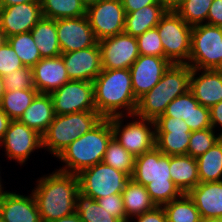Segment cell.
<instances>
[{
    "instance_id": "1",
    "label": "cell",
    "mask_w": 222,
    "mask_h": 222,
    "mask_svg": "<svg viewBox=\"0 0 222 222\" xmlns=\"http://www.w3.org/2000/svg\"><path fill=\"white\" fill-rule=\"evenodd\" d=\"M33 194L42 222H49L75 213L79 179L76 174L55 170L41 177Z\"/></svg>"
},
{
    "instance_id": "2",
    "label": "cell",
    "mask_w": 222,
    "mask_h": 222,
    "mask_svg": "<svg viewBox=\"0 0 222 222\" xmlns=\"http://www.w3.org/2000/svg\"><path fill=\"white\" fill-rule=\"evenodd\" d=\"M93 93L96 111L103 118L132 116L136 112L138 99L129 69H102L93 81Z\"/></svg>"
},
{
    "instance_id": "3",
    "label": "cell",
    "mask_w": 222,
    "mask_h": 222,
    "mask_svg": "<svg viewBox=\"0 0 222 222\" xmlns=\"http://www.w3.org/2000/svg\"><path fill=\"white\" fill-rule=\"evenodd\" d=\"M131 178L146 187L156 206H163L183 194L171 179L169 155H164L156 146L135 157Z\"/></svg>"
},
{
    "instance_id": "4",
    "label": "cell",
    "mask_w": 222,
    "mask_h": 222,
    "mask_svg": "<svg viewBox=\"0 0 222 222\" xmlns=\"http://www.w3.org/2000/svg\"><path fill=\"white\" fill-rule=\"evenodd\" d=\"M191 67L188 64H171L160 81L138 99L134 115L155 121L165 113L167 105L190 88Z\"/></svg>"
},
{
    "instance_id": "5",
    "label": "cell",
    "mask_w": 222,
    "mask_h": 222,
    "mask_svg": "<svg viewBox=\"0 0 222 222\" xmlns=\"http://www.w3.org/2000/svg\"><path fill=\"white\" fill-rule=\"evenodd\" d=\"M112 137L110 119L103 118L89 132L75 139L60 153L58 158L66 165L57 170L77 175L82 170L102 162Z\"/></svg>"
},
{
    "instance_id": "6",
    "label": "cell",
    "mask_w": 222,
    "mask_h": 222,
    "mask_svg": "<svg viewBox=\"0 0 222 222\" xmlns=\"http://www.w3.org/2000/svg\"><path fill=\"white\" fill-rule=\"evenodd\" d=\"M102 119L96 110L55 114L53 121L42 135V146L57 158L69 144L89 132Z\"/></svg>"
},
{
    "instance_id": "7",
    "label": "cell",
    "mask_w": 222,
    "mask_h": 222,
    "mask_svg": "<svg viewBox=\"0 0 222 222\" xmlns=\"http://www.w3.org/2000/svg\"><path fill=\"white\" fill-rule=\"evenodd\" d=\"M156 28L164 49V58L171 64H188L192 26L188 25L175 11H167Z\"/></svg>"
},
{
    "instance_id": "8",
    "label": "cell",
    "mask_w": 222,
    "mask_h": 222,
    "mask_svg": "<svg viewBox=\"0 0 222 222\" xmlns=\"http://www.w3.org/2000/svg\"><path fill=\"white\" fill-rule=\"evenodd\" d=\"M222 60V27L207 23L192 27L188 65L199 70H215Z\"/></svg>"
},
{
    "instance_id": "9",
    "label": "cell",
    "mask_w": 222,
    "mask_h": 222,
    "mask_svg": "<svg viewBox=\"0 0 222 222\" xmlns=\"http://www.w3.org/2000/svg\"><path fill=\"white\" fill-rule=\"evenodd\" d=\"M79 190L94 200L112 194H122L130 177L109 165L100 162L77 174Z\"/></svg>"
},
{
    "instance_id": "10",
    "label": "cell",
    "mask_w": 222,
    "mask_h": 222,
    "mask_svg": "<svg viewBox=\"0 0 222 222\" xmlns=\"http://www.w3.org/2000/svg\"><path fill=\"white\" fill-rule=\"evenodd\" d=\"M124 117L120 115L109 118L113 137L134 157L152 150L155 147V122L137 117V120L122 127Z\"/></svg>"
},
{
    "instance_id": "11",
    "label": "cell",
    "mask_w": 222,
    "mask_h": 222,
    "mask_svg": "<svg viewBox=\"0 0 222 222\" xmlns=\"http://www.w3.org/2000/svg\"><path fill=\"white\" fill-rule=\"evenodd\" d=\"M86 16L98 41L124 32L126 13L121 0H101L90 5Z\"/></svg>"
},
{
    "instance_id": "12",
    "label": "cell",
    "mask_w": 222,
    "mask_h": 222,
    "mask_svg": "<svg viewBox=\"0 0 222 222\" xmlns=\"http://www.w3.org/2000/svg\"><path fill=\"white\" fill-rule=\"evenodd\" d=\"M50 96L57 115L96 110L93 82L90 81L69 80Z\"/></svg>"
},
{
    "instance_id": "13",
    "label": "cell",
    "mask_w": 222,
    "mask_h": 222,
    "mask_svg": "<svg viewBox=\"0 0 222 222\" xmlns=\"http://www.w3.org/2000/svg\"><path fill=\"white\" fill-rule=\"evenodd\" d=\"M154 122L155 146L164 155H186L192 132L185 121L175 117H158Z\"/></svg>"
},
{
    "instance_id": "14",
    "label": "cell",
    "mask_w": 222,
    "mask_h": 222,
    "mask_svg": "<svg viewBox=\"0 0 222 222\" xmlns=\"http://www.w3.org/2000/svg\"><path fill=\"white\" fill-rule=\"evenodd\" d=\"M102 69H129L139 57L137 38L125 32L98 41Z\"/></svg>"
},
{
    "instance_id": "15",
    "label": "cell",
    "mask_w": 222,
    "mask_h": 222,
    "mask_svg": "<svg viewBox=\"0 0 222 222\" xmlns=\"http://www.w3.org/2000/svg\"><path fill=\"white\" fill-rule=\"evenodd\" d=\"M4 144V145H3ZM5 147V154L11 160H16L23 165L35 149L43 148L42 136L19 120H11L0 141V146Z\"/></svg>"
},
{
    "instance_id": "16",
    "label": "cell",
    "mask_w": 222,
    "mask_h": 222,
    "mask_svg": "<svg viewBox=\"0 0 222 222\" xmlns=\"http://www.w3.org/2000/svg\"><path fill=\"white\" fill-rule=\"evenodd\" d=\"M56 29L61 53L86 49L98 43L86 15L57 19Z\"/></svg>"
},
{
    "instance_id": "17",
    "label": "cell",
    "mask_w": 222,
    "mask_h": 222,
    "mask_svg": "<svg viewBox=\"0 0 222 222\" xmlns=\"http://www.w3.org/2000/svg\"><path fill=\"white\" fill-rule=\"evenodd\" d=\"M43 17L41 2H26L0 8V28L6 38L27 33Z\"/></svg>"
},
{
    "instance_id": "18",
    "label": "cell",
    "mask_w": 222,
    "mask_h": 222,
    "mask_svg": "<svg viewBox=\"0 0 222 222\" xmlns=\"http://www.w3.org/2000/svg\"><path fill=\"white\" fill-rule=\"evenodd\" d=\"M170 65L164 57L139 55L129 68L134 96L139 99L150 91Z\"/></svg>"
},
{
    "instance_id": "19",
    "label": "cell",
    "mask_w": 222,
    "mask_h": 222,
    "mask_svg": "<svg viewBox=\"0 0 222 222\" xmlns=\"http://www.w3.org/2000/svg\"><path fill=\"white\" fill-rule=\"evenodd\" d=\"M159 117L182 119L188 125L191 132L212 127L210 109L199 104L190 90L173 99L167 105L165 113Z\"/></svg>"
},
{
    "instance_id": "20",
    "label": "cell",
    "mask_w": 222,
    "mask_h": 222,
    "mask_svg": "<svg viewBox=\"0 0 222 222\" xmlns=\"http://www.w3.org/2000/svg\"><path fill=\"white\" fill-rule=\"evenodd\" d=\"M70 80L93 82L102 71L101 52L95 46L61 54Z\"/></svg>"
},
{
    "instance_id": "21",
    "label": "cell",
    "mask_w": 222,
    "mask_h": 222,
    "mask_svg": "<svg viewBox=\"0 0 222 222\" xmlns=\"http://www.w3.org/2000/svg\"><path fill=\"white\" fill-rule=\"evenodd\" d=\"M33 84L39 93L50 94L70 79L62 56L42 58L32 67Z\"/></svg>"
},
{
    "instance_id": "22",
    "label": "cell",
    "mask_w": 222,
    "mask_h": 222,
    "mask_svg": "<svg viewBox=\"0 0 222 222\" xmlns=\"http://www.w3.org/2000/svg\"><path fill=\"white\" fill-rule=\"evenodd\" d=\"M0 215L6 222H42L33 194L7 191L0 197Z\"/></svg>"
},
{
    "instance_id": "23",
    "label": "cell",
    "mask_w": 222,
    "mask_h": 222,
    "mask_svg": "<svg viewBox=\"0 0 222 222\" xmlns=\"http://www.w3.org/2000/svg\"><path fill=\"white\" fill-rule=\"evenodd\" d=\"M199 71L201 70L191 68L189 90L199 104L210 109L222 101V74L215 70H202L199 75Z\"/></svg>"
},
{
    "instance_id": "24",
    "label": "cell",
    "mask_w": 222,
    "mask_h": 222,
    "mask_svg": "<svg viewBox=\"0 0 222 222\" xmlns=\"http://www.w3.org/2000/svg\"><path fill=\"white\" fill-rule=\"evenodd\" d=\"M202 219L222 218V181L199 182L188 193Z\"/></svg>"
},
{
    "instance_id": "25",
    "label": "cell",
    "mask_w": 222,
    "mask_h": 222,
    "mask_svg": "<svg viewBox=\"0 0 222 222\" xmlns=\"http://www.w3.org/2000/svg\"><path fill=\"white\" fill-rule=\"evenodd\" d=\"M54 117L55 112L50 94L38 93L19 121L42 136Z\"/></svg>"
},
{
    "instance_id": "26",
    "label": "cell",
    "mask_w": 222,
    "mask_h": 222,
    "mask_svg": "<svg viewBox=\"0 0 222 222\" xmlns=\"http://www.w3.org/2000/svg\"><path fill=\"white\" fill-rule=\"evenodd\" d=\"M166 12L163 4H152L127 13L124 32L137 38L147 30L155 28Z\"/></svg>"
},
{
    "instance_id": "27",
    "label": "cell",
    "mask_w": 222,
    "mask_h": 222,
    "mask_svg": "<svg viewBox=\"0 0 222 222\" xmlns=\"http://www.w3.org/2000/svg\"><path fill=\"white\" fill-rule=\"evenodd\" d=\"M171 179L182 193H188L200 182L197 160L190 155L169 156Z\"/></svg>"
},
{
    "instance_id": "28",
    "label": "cell",
    "mask_w": 222,
    "mask_h": 222,
    "mask_svg": "<svg viewBox=\"0 0 222 222\" xmlns=\"http://www.w3.org/2000/svg\"><path fill=\"white\" fill-rule=\"evenodd\" d=\"M30 32L42 58H53L62 54L56 20L42 17Z\"/></svg>"
},
{
    "instance_id": "29",
    "label": "cell",
    "mask_w": 222,
    "mask_h": 222,
    "mask_svg": "<svg viewBox=\"0 0 222 222\" xmlns=\"http://www.w3.org/2000/svg\"><path fill=\"white\" fill-rule=\"evenodd\" d=\"M122 197L128 219L132 218L133 220V216L143 214L156 207L146 187L135 182L132 178L126 182Z\"/></svg>"
},
{
    "instance_id": "30",
    "label": "cell",
    "mask_w": 222,
    "mask_h": 222,
    "mask_svg": "<svg viewBox=\"0 0 222 222\" xmlns=\"http://www.w3.org/2000/svg\"><path fill=\"white\" fill-rule=\"evenodd\" d=\"M196 160L200 182L222 181V137Z\"/></svg>"
},
{
    "instance_id": "31",
    "label": "cell",
    "mask_w": 222,
    "mask_h": 222,
    "mask_svg": "<svg viewBox=\"0 0 222 222\" xmlns=\"http://www.w3.org/2000/svg\"><path fill=\"white\" fill-rule=\"evenodd\" d=\"M43 17L49 19L77 18L86 15L82 0H40Z\"/></svg>"
},
{
    "instance_id": "32",
    "label": "cell",
    "mask_w": 222,
    "mask_h": 222,
    "mask_svg": "<svg viewBox=\"0 0 222 222\" xmlns=\"http://www.w3.org/2000/svg\"><path fill=\"white\" fill-rule=\"evenodd\" d=\"M162 207L166 213L167 222H201L202 220L196 205L186 193Z\"/></svg>"
},
{
    "instance_id": "33",
    "label": "cell",
    "mask_w": 222,
    "mask_h": 222,
    "mask_svg": "<svg viewBox=\"0 0 222 222\" xmlns=\"http://www.w3.org/2000/svg\"><path fill=\"white\" fill-rule=\"evenodd\" d=\"M38 93L36 88L5 91L0 107L11 120H19Z\"/></svg>"
},
{
    "instance_id": "34",
    "label": "cell",
    "mask_w": 222,
    "mask_h": 222,
    "mask_svg": "<svg viewBox=\"0 0 222 222\" xmlns=\"http://www.w3.org/2000/svg\"><path fill=\"white\" fill-rule=\"evenodd\" d=\"M75 212L83 222H120L92 197L79 191L76 195Z\"/></svg>"
},
{
    "instance_id": "35",
    "label": "cell",
    "mask_w": 222,
    "mask_h": 222,
    "mask_svg": "<svg viewBox=\"0 0 222 222\" xmlns=\"http://www.w3.org/2000/svg\"><path fill=\"white\" fill-rule=\"evenodd\" d=\"M102 162L126 173L133 175L135 157L129 153L114 137L109 141Z\"/></svg>"
},
{
    "instance_id": "36",
    "label": "cell",
    "mask_w": 222,
    "mask_h": 222,
    "mask_svg": "<svg viewBox=\"0 0 222 222\" xmlns=\"http://www.w3.org/2000/svg\"><path fill=\"white\" fill-rule=\"evenodd\" d=\"M7 42L14 49L24 66L32 68L42 59L31 32L10 36L7 38Z\"/></svg>"
},
{
    "instance_id": "37",
    "label": "cell",
    "mask_w": 222,
    "mask_h": 222,
    "mask_svg": "<svg viewBox=\"0 0 222 222\" xmlns=\"http://www.w3.org/2000/svg\"><path fill=\"white\" fill-rule=\"evenodd\" d=\"M213 0H186L175 11L188 25L196 26L207 20Z\"/></svg>"
},
{
    "instance_id": "38",
    "label": "cell",
    "mask_w": 222,
    "mask_h": 222,
    "mask_svg": "<svg viewBox=\"0 0 222 222\" xmlns=\"http://www.w3.org/2000/svg\"><path fill=\"white\" fill-rule=\"evenodd\" d=\"M221 139V136L214 132L212 127L203 130L192 131L187 155L193 158H198L207 152L217 141Z\"/></svg>"
},
{
    "instance_id": "39",
    "label": "cell",
    "mask_w": 222,
    "mask_h": 222,
    "mask_svg": "<svg viewBox=\"0 0 222 222\" xmlns=\"http://www.w3.org/2000/svg\"><path fill=\"white\" fill-rule=\"evenodd\" d=\"M137 42L140 55L164 57V49L156 27L138 36Z\"/></svg>"
},
{
    "instance_id": "40",
    "label": "cell",
    "mask_w": 222,
    "mask_h": 222,
    "mask_svg": "<svg viewBox=\"0 0 222 222\" xmlns=\"http://www.w3.org/2000/svg\"><path fill=\"white\" fill-rule=\"evenodd\" d=\"M5 91L35 88L32 68L24 66L3 77Z\"/></svg>"
},
{
    "instance_id": "41",
    "label": "cell",
    "mask_w": 222,
    "mask_h": 222,
    "mask_svg": "<svg viewBox=\"0 0 222 222\" xmlns=\"http://www.w3.org/2000/svg\"><path fill=\"white\" fill-rule=\"evenodd\" d=\"M24 67L14 49L6 41L0 47V76H6L14 70Z\"/></svg>"
},
{
    "instance_id": "42",
    "label": "cell",
    "mask_w": 222,
    "mask_h": 222,
    "mask_svg": "<svg viewBox=\"0 0 222 222\" xmlns=\"http://www.w3.org/2000/svg\"><path fill=\"white\" fill-rule=\"evenodd\" d=\"M110 215L120 222H130L126 217L122 194H112L96 200Z\"/></svg>"
},
{
    "instance_id": "43",
    "label": "cell",
    "mask_w": 222,
    "mask_h": 222,
    "mask_svg": "<svg viewBox=\"0 0 222 222\" xmlns=\"http://www.w3.org/2000/svg\"><path fill=\"white\" fill-rule=\"evenodd\" d=\"M136 222H167L166 213L162 206H156L154 209L143 214L135 216Z\"/></svg>"
},
{
    "instance_id": "44",
    "label": "cell",
    "mask_w": 222,
    "mask_h": 222,
    "mask_svg": "<svg viewBox=\"0 0 222 222\" xmlns=\"http://www.w3.org/2000/svg\"><path fill=\"white\" fill-rule=\"evenodd\" d=\"M205 23L222 27V0H213Z\"/></svg>"
},
{
    "instance_id": "45",
    "label": "cell",
    "mask_w": 222,
    "mask_h": 222,
    "mask_svg": "<svg viewBox=\"0 0 222 222\" xmlns=\"http://www.w3.org/2000/svg\"><path fill=\"white\" fill-rule=\"evenodd\" d=\"M121 2L126 14L147 5L162 4L160 0H121Z\"/></svg>"
},
{
    "instance_id": "46",
    "label": "cell",
    "mask_w": 222,
    "mask_h": 222,
    "mask_svg": "<svg viewBox=\"0 0 222 222\" xmlns=\"http://www.w3.org/2000/svg\"><path fill=\"white\" fill-rule=\"evenodd\" d=\"M210 122L213 129H215L217 125L222 128V101L210 108ZM219 135L222 137V133Z\"/></svg>"
},
{
    "instance_id": "47",
    "label": "cell",
    "mask_w": 222,
    "mask_h": 222,
    "mask_svg": "<svg viewBox=\"0 0 222 222\" xmlns=\"http://www.w3.org/2000/svg\"><path fill=\"white\" fill-rule=\"evenodd\" d=\"M11 119L0 107V141L3 139L4 134L7 131Z\"/></svg>"
},
{
    "instance_id": "48",
    "label": "cell",
    "mask_w": 222,
    "mask_h": 222,
    "mask_svg": "<svg viewBox=\"0 0 222 222\" xmlns=\"http://www.w3.org/2000/svg\"><path fill=\"white\" fill-rule=\"evenodd\" d=\"M186 0H160L167 11H176Z\"/></svg>"
},
{
    "instance_id": "49",
    "label": "cell",
    "mask_w": 222,
    "mask_h": 222,
    "mask_svg": "<svg viewBox=\"0 0 222 222\" xmlns=\"http://www.w3.org/2000/svg\"><path fill=\"white\" fill-rule=\"evenodd\" d=\"M49 222H83V221L81 220L80 216L75 212L69 216H65Z\"/></svg>"
},
{
    "instance_id": "50",
    "label": "cell",
    "mask_w": 222,
    "mask_h": 222,
    "mask_svg": "<svg viewBox=\"0 0 222 222\" xmlns=\"http://www.w3.org/2000/svg\"><path fill=\"white\" fill-rule=\"evenodd\" d=\"M26 2H40V0H1L2 7L17 5Z\"/></svg>"
},
{
    "instance_id": "51",
    "label": "cell",
    "mask_w": 222,
    "mask_h": 222,
    "mask_svg": "<svg viewBox=\"0 0 222 222\" xmlns=\"http://www.w3.org/2000/svg\"><path fill=\"white\" fill-rule=\"evenodd\" d=\"M4 94H5V87L3 82V76H0V103L2 102Z\"/></svg>"
},
{
    "instance_id": "52",
    "label": "cell",
    "mask_w": 222,
    "mask_h": 222,
    "mask_svg": "<svg viewBox=\"0 0 222 222\" xmlns=\"http://www.w3.org/2000/svg\"><path fill=\"white\" fill-rule=\"evenodd\" d=\"M101 0H82L83 4L87 7H89L90 5H93L95 3H98Z\"/></svg>"
},
{
    "instance_id": "53",
    "label": "cell",
    "mask_w": 222,
    "mask_h": 222,
    "mask_svg": "<svg viewBox=\"0 0 222 222\" xmlns=\"http://www.w3.org/2000/svg\"><path fill=\"white\" fill-rule=\"evenodd\" d=\"M7 41L6 36L4 35L3 31L0 28V47Z\"/></svg>"
},
{
    "instance_id": "54",
    "label": "cell",
    "mask_w": 222,
    "mask_h": 222,
    "mask_svg": "<svg viewBox=\"0 0 222 222\" xmlns=\"http://www.w3.org/2000/svg\"><path fill=\"white\" fill-rule=\"evenodd\" d=\"M201 222H222V218H208V219H202Z\"/></svg>"
},
{
    "instance_id": "55",
    "label": "cell",
    "mask_w": 222,
    "mask_h": 222,
    "mask_svg": "<svg viewBox=\"0 0 222 222\" xmlns=\"http://www.w3.org/2000/svg\"><path fill=\"white\" fill-rule=\"evenodd\" d=\"M215 71H217L218 73L222 74V60L220 61L219 65L217 66Z\"/></svg>"
},
{
    "instance_id": "56",
    "label": "cell",
    "mask_w": 222,
    "mask_h": 222,
    "mask_svg": "<svg viewBox=\"0 0 222 222\" xmlns=\"http://www.w3.org/2000/svg\"><path fill=\"white\" fill-rule=\"evenodd\" d=\"M2 189H3V187H2V184H1V178H0V197L7 192V191H3Z\"/></svg>"
},
{
    "instance_id": "57",
    "label": "cell",
    "mask_w": 222,
    "mask_h": 222,
    "mask_svg": "<svg viewBox=\"0 0 222 222\" xmlns=\"http://www.w3.org/2000/svg\"><path fill=\"white\" fill-rule=\"evenodd\" d=\"M0 222H6V221L2 218L1 215H0Z\"/></svg>"
}]
</instances>
